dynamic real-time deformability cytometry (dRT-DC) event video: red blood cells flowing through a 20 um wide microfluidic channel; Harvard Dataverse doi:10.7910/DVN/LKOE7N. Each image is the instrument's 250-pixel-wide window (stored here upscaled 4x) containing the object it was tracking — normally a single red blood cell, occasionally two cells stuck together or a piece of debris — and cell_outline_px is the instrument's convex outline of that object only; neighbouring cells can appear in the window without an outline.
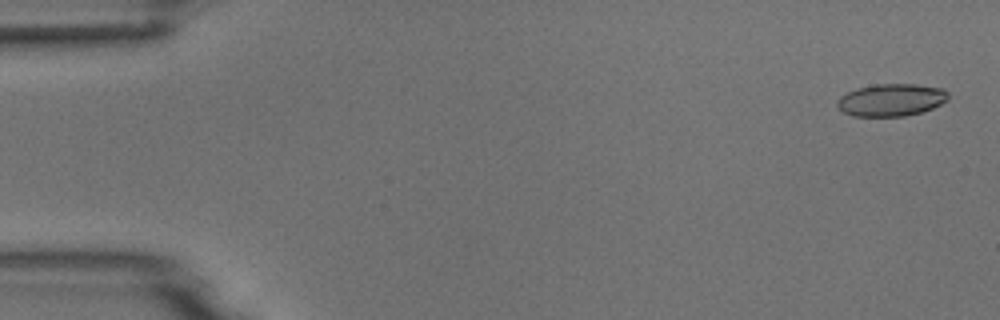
{"species": "common noctule bat (a hibernating species)", "species_latin": "Nyctalus noctula", "temperature_condition": "room temperature", "stored_images_in_passage": 5, "camera_frame_rate_fps": 3000, "um_per_image_px": 0.085, "animal": {"sex": "male", "body_mass_g": 18.8}, "frame": {"image": 1, "passage_image": 1, "time_ms": 0.0, "image_size_px": [1000, 320], "cell_outline_px": [[948, 100], [932, 108], [920, 112], [904, 116], [852, 116], [844, 112], [836, 104], [836, 100], [840, 96], [856, 88], [876, 84], [916, 84], [944, 88], [948, 92]], "centroid_in_image_um": [75.76, 8.48], "position_along_channel_um": 9.2, "area_um2": 20.98}}
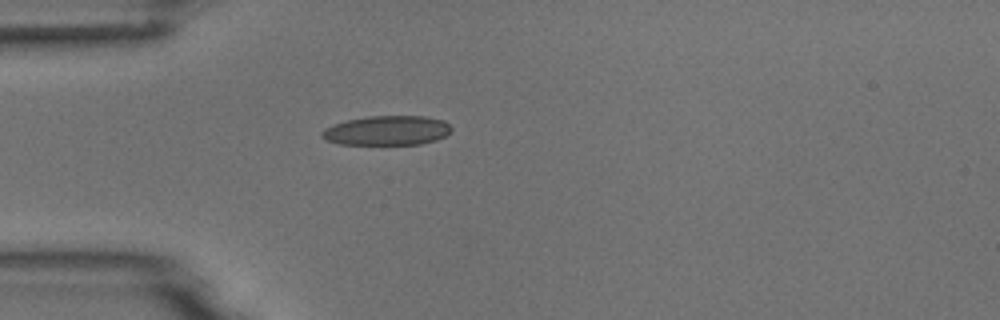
{"frame": {"image": 2, "passage_image": 5, "time_ms": 4.333, "image_size_px": [1000, 320], "cell_outline_px": [[452, 128], [444, 136], [436, 140], [420, 144], [340, 144], [328, 140], [320, 136], [320, 132], [324, 128], [332, 124], [348, 120], [368, 116], [424, 116], [444, 120]], "centroid_in_image_um": [32.87, 11.09], "position_along_channel_um": 52.1, "area_um2": 22.2}}